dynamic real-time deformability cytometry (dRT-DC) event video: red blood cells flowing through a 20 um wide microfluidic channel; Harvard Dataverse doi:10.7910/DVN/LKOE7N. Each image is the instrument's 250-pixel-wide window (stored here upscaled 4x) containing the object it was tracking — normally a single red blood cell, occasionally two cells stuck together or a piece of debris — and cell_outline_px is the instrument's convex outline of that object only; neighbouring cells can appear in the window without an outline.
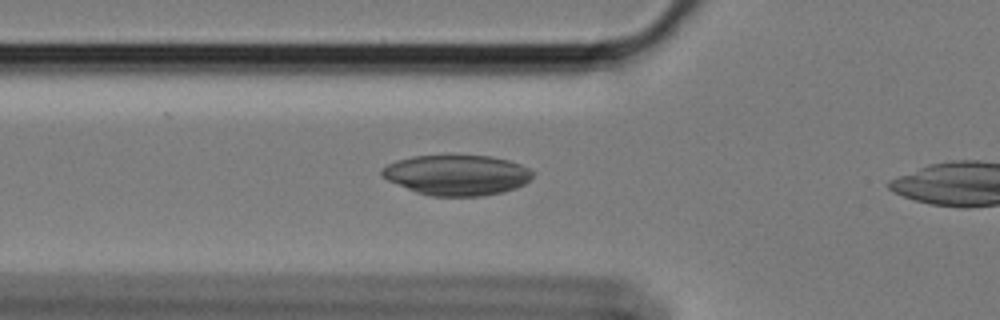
{"species": "Egyptian fruit bat (a non-hibernating species)", "species_latin": "Rousettus aegyptiacus", "temperature_condition": "cold", "stored_images_in_passage": 9, "camera_frame_rate_fps": 3000, "um_per_image_px": 0.085, "animal": {"sex": "female"}, "frame": {"image": 1, "passage_image": 7, "time_ms": 2.0, "image_size_px": [1000, 320], "cell_outline_px": [[532, 176], [524, 184], [516, 188], [484, 196], [432, 196], [416, 192], [388, 180], [380, 176], [380, 168], [396, 160], [412, 156], [492, 156], [508, 160], [520, 164], [528, 168], [532, 172]], "centroid_in_image_um": [38.79, 14.88], "position_along_channel_um": 87.0, "area_um2": 35.32}}